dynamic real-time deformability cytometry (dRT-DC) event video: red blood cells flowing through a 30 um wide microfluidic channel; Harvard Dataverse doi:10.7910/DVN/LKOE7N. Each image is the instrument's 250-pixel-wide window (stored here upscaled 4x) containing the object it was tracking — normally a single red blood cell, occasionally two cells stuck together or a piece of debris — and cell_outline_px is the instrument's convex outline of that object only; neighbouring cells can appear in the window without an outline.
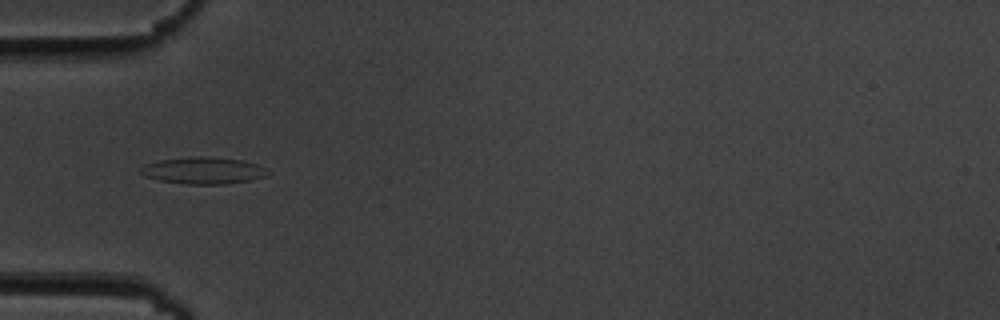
{"species": "common noctule bat (a hibernating species)", "species_latin": "Nyctalus noctula", "temperature_condition": "cold", "stored_images_in_passage": 5, "camera_frame_rate_fps": 3000, "um_per_image_px": 0.085, "animal": {"sex": "male", "body_mass_g": 19.5, "forearm_length_mm": 54.6}, "frame": {"image": 1, "passage_image": 2, "time_ms": 0.333, "image_size_px": [1000, 320], "cell_outline_px": [[272, 172], [264, 176], [252, 180], [224, 184], [184, 184], [160, 180], [144, 176], [140, 172], [140, 168], [144, 164], [156, 160], [200, 156], [240, 160], [256, 164]], "centroid_in_image_um": [17.25, 14.5], "position_along_channel_um": 67.8, "area_um2": 19.77}}